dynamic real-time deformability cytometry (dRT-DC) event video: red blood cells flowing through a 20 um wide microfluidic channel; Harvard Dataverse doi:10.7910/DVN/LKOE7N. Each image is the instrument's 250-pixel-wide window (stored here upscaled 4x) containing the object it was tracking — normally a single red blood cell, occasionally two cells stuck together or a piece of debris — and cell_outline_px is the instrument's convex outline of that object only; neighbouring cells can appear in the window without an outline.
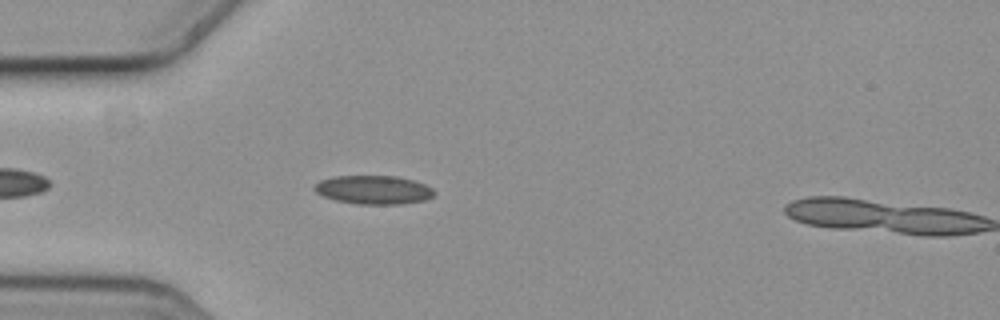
{"species": "common noctule bat (a hibernating species)", "species_latin": "Nyctalus noctula", "temperature_condition": "cold", "stored_images_in_passage": 5, "camera_frame_rate_fps": 3000, "um_per_image_px": 0.085, "animal": {"sex": "female", "body_mass_g": 19.3, "forearm_length_mm": 54.1}, "frame": {"image": 1, "passage_image": 4, "time_ms": 1.0, "image_size_px": [1000, 320], "cell_outline_px": [[436, 192], [432, 196], [424, 200], [400, 204], [356, 204], [336, 200], [324, 196], [316, 192], [312, 188], [320, 180], [336, 176], [396, 176], [412, 180], [424, 184], [432, 188]], "centroid_in_image_um": [31.74, 16.13], "position_along_channel_um": 53.3, "area_um2": 19.88}}